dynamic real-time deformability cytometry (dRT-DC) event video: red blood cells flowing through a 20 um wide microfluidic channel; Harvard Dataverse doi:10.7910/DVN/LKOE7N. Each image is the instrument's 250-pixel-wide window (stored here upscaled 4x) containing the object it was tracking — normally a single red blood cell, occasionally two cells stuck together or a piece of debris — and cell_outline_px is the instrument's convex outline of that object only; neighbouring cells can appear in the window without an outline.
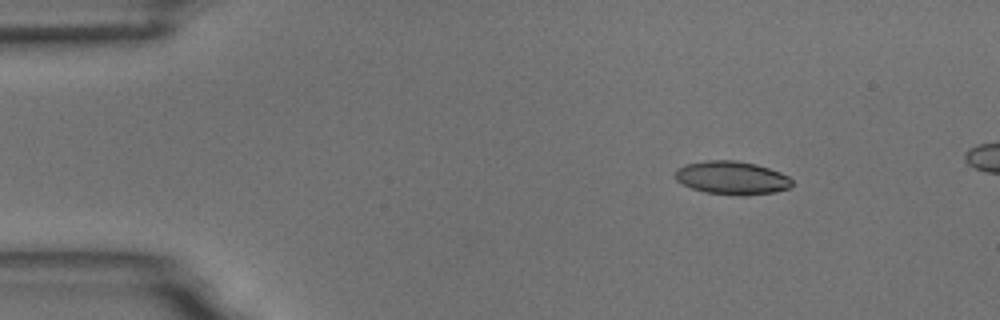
{"species": "common noctule bat (a hibernating species)", "species_latin": "Nyctalus noctula", "temperature_condition": "room temperature", "stored_images_in_passage": 4, "segment_of_instrument_passage": [1, 2], "camera_frame_rate_fps": 3000, "um_per_image_px": 0.085, "animal": {"sex": "male", "body_mass_g": 18.8}, "frame": {"image": 1, "passage_image": 1, "time_ms": 0.0, "image_size_px": [1000, 320], "cell_outline_px": [[792, 184], [788, 188], [776, 192], [704, 192], [692, 188], [676, 180], [676, 168], [688, 164], [704, 160], [736, 160], [756, 164], [780, 172], [788, 176], [792, 180]], "centroid_in_image_um": [62.19, 15.05], "position_along_channel_um": 22.8, "area_um2": 21.62}}